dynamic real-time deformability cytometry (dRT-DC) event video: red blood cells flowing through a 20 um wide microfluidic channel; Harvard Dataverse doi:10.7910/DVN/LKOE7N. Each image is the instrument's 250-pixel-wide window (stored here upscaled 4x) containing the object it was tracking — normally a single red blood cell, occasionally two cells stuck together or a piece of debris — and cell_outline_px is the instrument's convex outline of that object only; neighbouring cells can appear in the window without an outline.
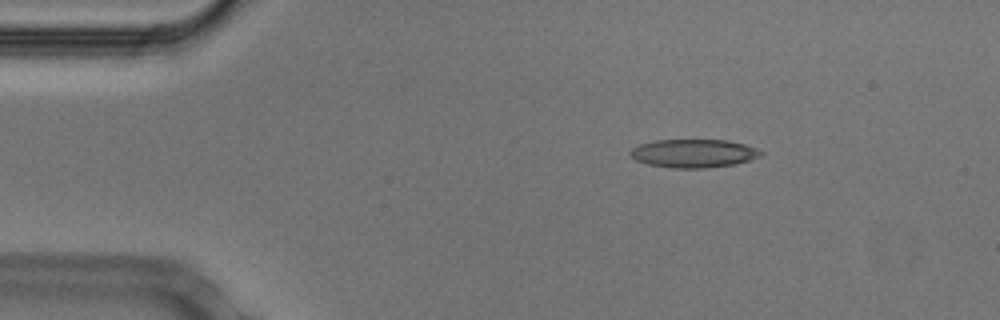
{"species": "Egyptian fruit bat (a non-hibernating species)", "species_latin": "Rousettus aegyptiacus", "temperature_condition": "cold", "stored_images_in_passage": 46, "camera_frame_rate_fps": 3000, "um_per_image_px": 0.085, "animal": {"sex": "male"}, "frame": {"image": 1, "passage_image": 2, "time_ms": 0.333, "image_size_px": [1000, 320], "cell_outline_px": [[764, 152], [760, 156], [736, 164], [708, 168], [672, 168], [648, 164], [636, 160], [628, 152], [632, 148], [640, 144], [656, 140], [728, 140], [744, 144], [756, 148]], "centroid_in_image_um": [58.96, 13.04], "position_along_channel_um": 26.0, "area_um2": 21.56}}
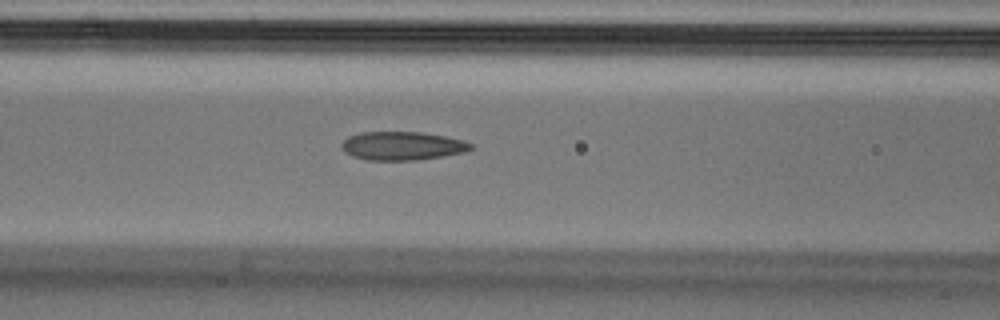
{"frame": {"image": 2, "passage_image": 15, "time_ms": 4.667, "image_size_px": [1000, 320], "cell_outline_px": [[472, 148], [464, 152], [416, 160], [368, 160], [352, 156], [344, 152], [340, 148], [340, 144], [348, 136], [360, 132], [420, 132], [444, 136], [464, 140], [472, 144]], "centroid_in_image_um": [34.13, 12.39], "position_along_channel_um": 132.5, "area_um2": 21.44}}
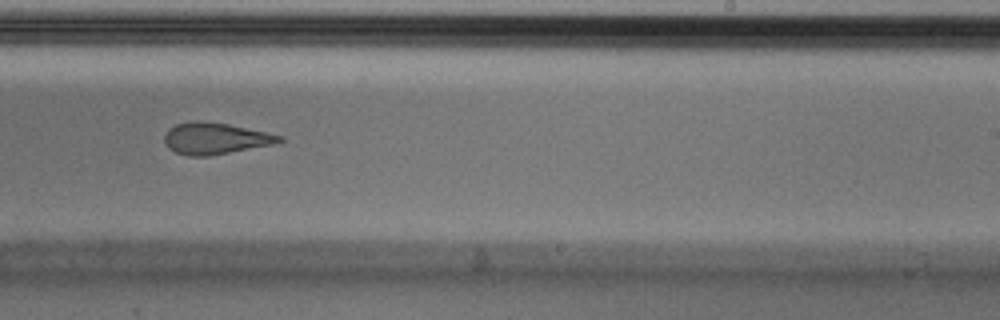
{"frame": {"image": 3, "passage_image": 26, "time_ms": 8.333, "image_size_px": [1000, 320], "cell_outline_px": [[284, 140], [272, 144], [212, 156], [188, 156], [176, 152], [168, 148], [164, 144], [164, 136], [168, 128], [176, 124], [192, 120], [196, 120], [228, 124], [284, 136]], "centroid_in_image_um": [18.25, 11.77], "position_along_channel_um": 270.8, "area_um2": 21.15}, "authors_computed_cell_mechanics": {"area_um2": 22.2241, "velocity_mm_per_s": 3.7666, "shape_relaxation_time_tau1_ms": null, "shape_relaxation_time_tau2_ms": 2.6773, "deformation_change_tau1": null, "deformation_change_tau2": 0.1133}}